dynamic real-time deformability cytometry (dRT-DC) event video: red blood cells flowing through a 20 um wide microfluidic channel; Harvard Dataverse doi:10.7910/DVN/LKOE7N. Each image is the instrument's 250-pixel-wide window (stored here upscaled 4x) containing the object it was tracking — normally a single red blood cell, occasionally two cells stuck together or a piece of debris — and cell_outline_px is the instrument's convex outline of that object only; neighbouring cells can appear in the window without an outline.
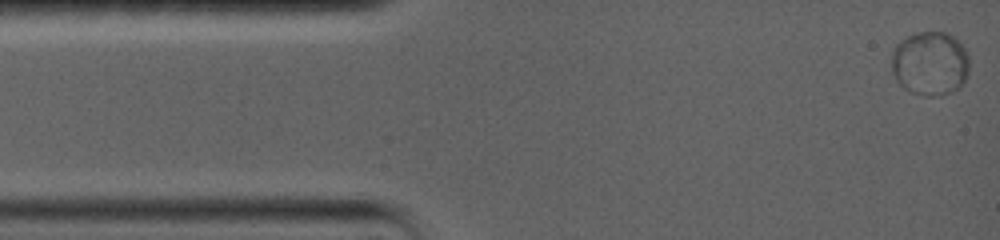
{"species": "common noctule bat (a hibernating species)", "species_latin": "Nyctalus noctula", "temperature_condition": "warm", "stored_images_in_passage": 41, "camera_frame_rate_fps": 5000, "um_per_image_px": 0.085, "animal": {"sex": "female", "body_mass_g": 19.0, "forearm_length_mm": 56.7}, "frame": {"image": 1, "passage_image": 1, "time_ms": 0.0, "image_size_px": [1000, 240], "cell_outline_px": [[968, 72], [960, 88], [948, 92], [932, 96], [924, 96], [912, 92], [904, 88], [896, 80], [892, 72], [892, 48], [896, 44], [908, 36], [916, 32], [944, 32], [952, 36], [964, 48], [968, 56]], "centroid_in_image_um": [79.03, 5.39], "position_along_channel_um": 6.0, "area_um2": 28.9}}
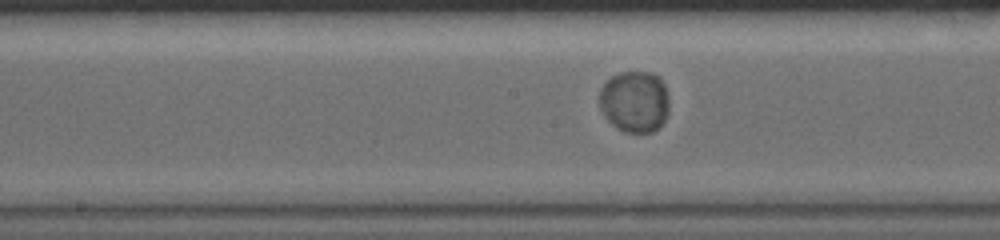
{"frame": {"image": 2, "passage_image": 17, "time_ms": 7.6, "image_size_px": [1000, 240], "cell_outline_px": [[668, 112], [664, 120], [652, 132], [624, 132], [616, 128], [604, 116], [600, 108], [600, 88], [612, 76], [620, 72], [652, 72], [660, 76], [664, 84], [668, 96]], "centroid_in_image_um": [53.94, 8.62], "position_along_channel_um": 194.3, "area_um2": 25.09}}
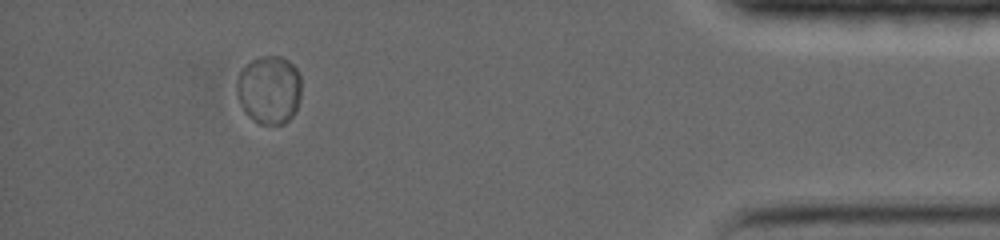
{"frame": {"image": 3, "passage_image": 36, "time_ms": 15.4, "image_size_px": [1000, 240], "cell_outline_px": [[300, 96], [296, 112], [284, 124], [260, 124], [244, 112], [240, 104], [236, 92], [236, 80], [240, 72], [252, 60], [260, 56], [280, 56], [288, 60], [296, 68], [300, 76]], "centroid_in_image_um": [22.88, 7.63], "position_along_channel_um": 412.3, "area_um2": 25.84}, "authors_computed_cell_mechanics": {"area_um2": 25.3742, "velocity_mm_per_s": 3.5254, "shape_relaxation_time_tau1_ms": 0.8003, "shape_relaxation_time_tau2_ms": null, "deformation_change_tau1": 0.0093, "deformation_change_tau2": null}}